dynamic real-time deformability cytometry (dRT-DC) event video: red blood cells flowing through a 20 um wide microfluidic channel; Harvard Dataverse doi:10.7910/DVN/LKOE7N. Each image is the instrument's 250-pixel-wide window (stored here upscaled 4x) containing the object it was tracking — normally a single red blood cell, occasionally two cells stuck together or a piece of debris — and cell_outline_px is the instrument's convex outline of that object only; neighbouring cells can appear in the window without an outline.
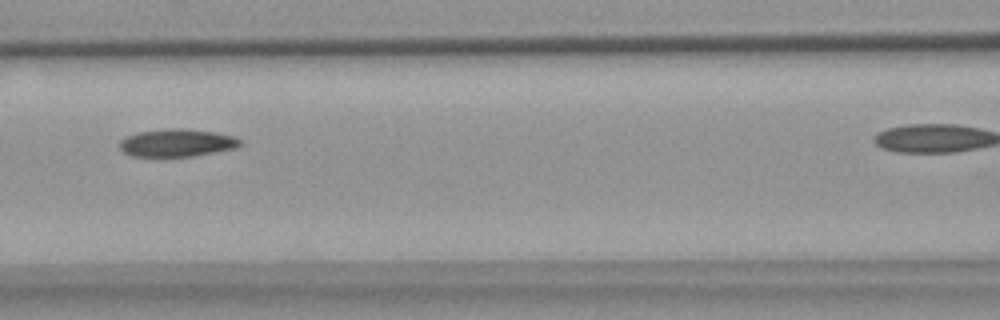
{"species": "common noctule bat (a hibernating species)", "species_latin": "Nyctalus noctula", "temperature_condition": "warm", "stored_images_in_passage": 8, "camera_frame_rate_fps": 3000, "um_per_image_px": 0.085, "animal": {"sex": "female", "body_mass_g": 18.4}, "frame": {"image": 1, "passage_image": 5, "time_ms": 5.0, "image_size_px": [1000, 320], "cell_outline_px": [[244, 144], [236, 148], [216, 152], [192, 156], [132, 156], [124, 152], [120, 148], [120, 140], [124, 136], [136, 132], [168, 128], [180, 128], [216, 132], [232, 136], [244, 140]], "centroid_in_image_um": [15.06, 12.13], "position_along_channel_um": 151.5, "area_um2": 19.65}}
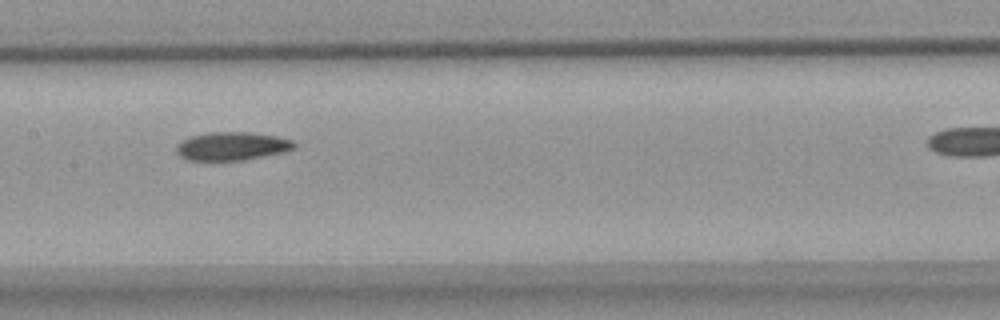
{"frame": {"image": 2, "passage_image": 6, "time_ms": 6.0, "image_size_px": [1000, 320], "cell_outline_px": [[296, 148], [284, 152], [244, 160], [188, 160], [180, 156], [176, 152], [176, 144], [192, 136], [208, 132], [248, 132], [276, 136], [292, 140], [296, 144]], "centroid_in_image_um": [19.73, 12.42], "position_along_channel_um": 187.7, "area_um2": 19.42}}